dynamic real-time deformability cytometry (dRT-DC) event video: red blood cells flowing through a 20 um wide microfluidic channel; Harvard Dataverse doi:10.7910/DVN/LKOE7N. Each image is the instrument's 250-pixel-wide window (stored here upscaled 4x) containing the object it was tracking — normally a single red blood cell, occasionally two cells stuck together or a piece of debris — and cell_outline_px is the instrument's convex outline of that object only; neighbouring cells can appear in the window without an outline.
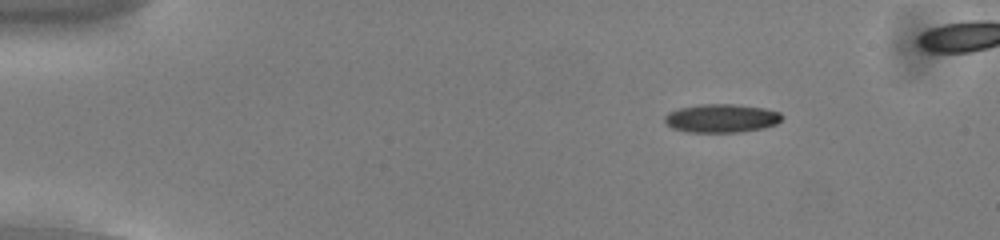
{"species": "common noctule bat (a hibernating species)", "species_latin": "Nyctalus noctula", "temperature_condition": "cold", "stored_images_in_passage": 49, "camera_frame_rate_fps": 3000, "um_per_image_px": 0.085, "animal": {"sex": "male", "body_mass_g": 13.0, "forearm_length_mm": 53.1}, "frame": {"image": 1, "passage_image": 5, "time_ms": 1.333, "image_size_px": [1000, 240], "cell_outline_px": [[784, 116], [776, 124], [764, 128], [740, 132], [688, 132], [672, 128], [664, 120], [664, 116], [668, 112], [680, 108], [700, 104], [736, 104], [764, 108], [780, 112]], "centroid_in_image_um": [61.34, 10.05], "position_along_channel_um": 23.7, "area_um2": 19.54}}
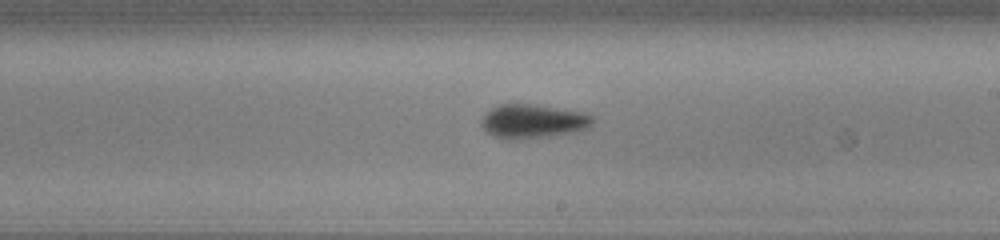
{"frame": {"image": 2, "passage_image": 29, "time_ms": 9.333, "image_size_px": [1000, 240], "cell_outline_px": [[592, 124], [588, 128], [572, 132], [548, 136], [520, 140], [496, 136], [488, 132], [480, 124], [480, 120], [484, 112], [500, 104], [532, 104], [580, 112], [592, 116]], "centroid_in_image_um": [45.25, 10.3], "position_along_channel_um": 243.8, "area_um2": 21.68}}
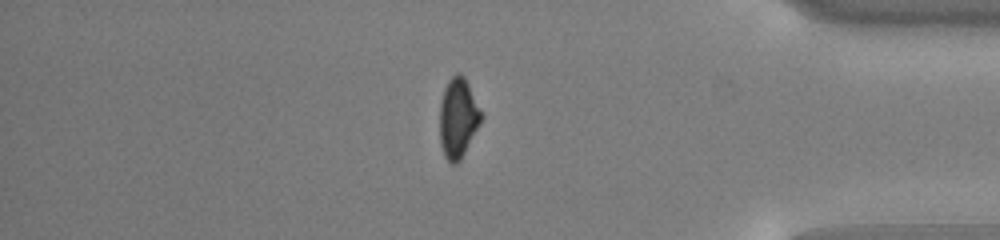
{"frame": {"image": 3, "passage_image": 43, "time_ms": 14.0, "image_size_px": [1000, 240], "cell_outline_px": [[484, 116], [480, 124], [460, 160], [456, 164], [452, 164], [444, 156], [440, 144], [440, 100], [444, 88], [448, 80], [456, 72], [460, 72], [464, 76], [484, 112]], "centroid_in_image_um": [38.95, 9.99], "position_along_channel_um": 396.2, "area_um2": 19.65}, "authors_computed_cell_mechanics": {"area_um2": 20.4034, "velocity_mm_per_s": 3.8361, "shape_relaxation_time_tau1_ms": 3.4065, "shape_relaxation_time_tau2_ms": null, "deformation_change_tau1": 0.0999, "deformation_change_tau2": null}}